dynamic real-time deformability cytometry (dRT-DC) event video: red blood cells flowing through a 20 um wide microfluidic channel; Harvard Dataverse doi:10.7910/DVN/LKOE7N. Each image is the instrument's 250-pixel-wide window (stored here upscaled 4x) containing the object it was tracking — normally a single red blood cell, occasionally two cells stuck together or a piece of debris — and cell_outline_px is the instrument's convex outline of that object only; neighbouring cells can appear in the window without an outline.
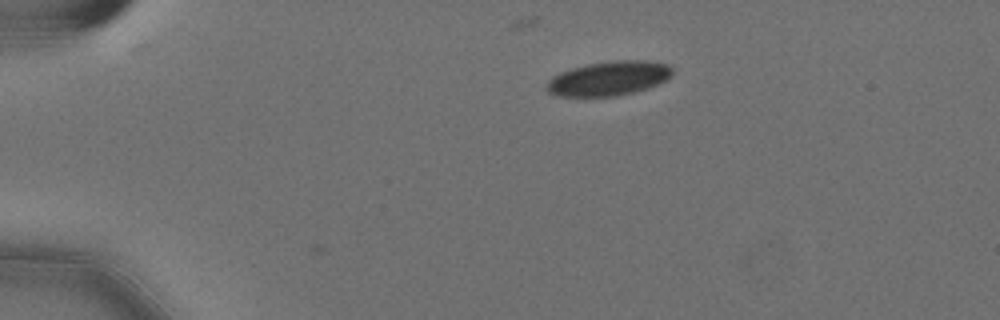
{"species": "Egyptian fruit bat (a non-hibernating species)", "species_latin": "Rousettus aegyptiacus", "temperature_condition": "cold", "stored_images_in_passage": 3, "camera_frame_rate_fps": 3000, "um_per_image_px": 0.085, "animal": {"sex": "female"}, "frame": {"image": 1, "passage_image": 3, "time_ms": 0.667, "image_size_px": [1000, 320], "cell_outline_px": [[672, 76], [648, 88], [616, 96], [556, 96], [548, 92], [548, 80], [560, 72], [572, 68], [588, 64], [620, 60], [644, 60], [668, 64], [672, 68]], "centroid_in_image_um": [51.75, 6.66], "position_along_channel_um": 33.2, "area_um2": 24.85}}